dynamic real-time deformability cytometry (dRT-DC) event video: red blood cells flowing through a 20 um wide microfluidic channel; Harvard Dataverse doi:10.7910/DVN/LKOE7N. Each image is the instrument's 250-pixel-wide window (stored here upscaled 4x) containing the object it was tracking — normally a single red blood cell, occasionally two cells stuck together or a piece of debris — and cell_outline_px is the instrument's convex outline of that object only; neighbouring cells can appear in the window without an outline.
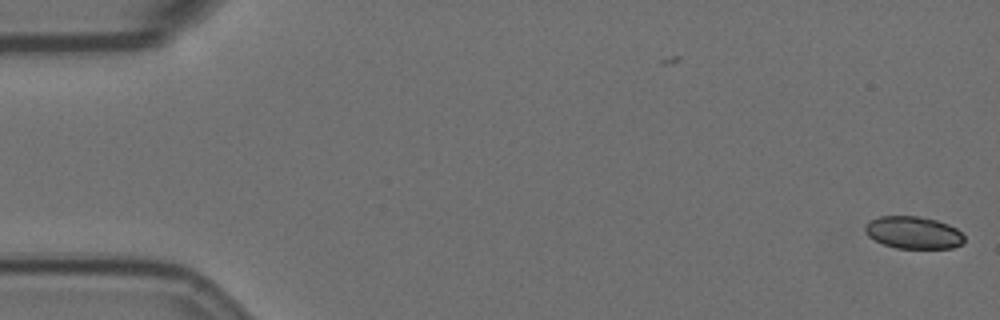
{"species": "Egyptian fruit bat (a non-hibernating species)", "species_latin": "Rousettus aegyptiacus", "temperature_condition": "room temperature", "stored_images_in_passage": 16, "camera_frame_rate_fps": 3000, "um_per_image_px": 0.085, "animal": {"sex": "female"}, "frame": {"image": 1, "passage_image": 1, "time_ms": 0.0, "image_size_px": [1000, 320], "cell_outline_px": [[964, 244], [952, 248], [896, 248], [884, 244], [868, 236], [864, 232], [864, 224], [880, 216], [916, 216], [936, 220], [948, 224], [956, 228], [964, 236]], "centroid_in_image_um": [77.64, 19.77], "position_along_channel_um": 7.4, "area_um2": 18.67}}
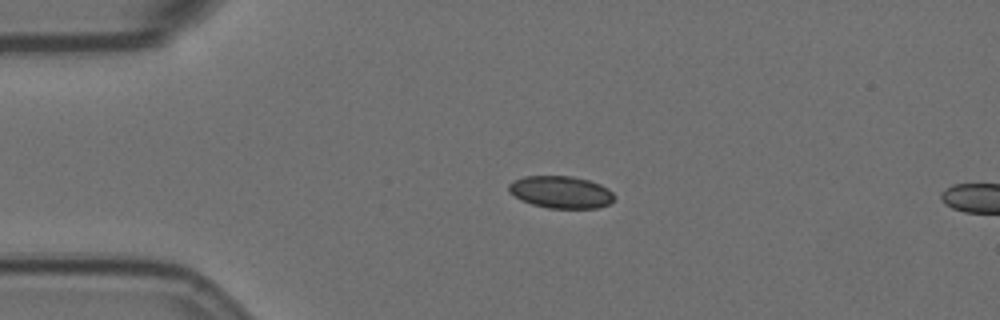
{"frame": {"image": 2, "passage_image": 13, "time_ms": 4.0, "image_size_px": [1000, 320], "cell_outline_px": [[616, 196], [608, 204], [596, 208], [548, 208], [532, 204], [520, 200], [508, 192], [508, 184], [512, 180], [524, 176], [572, 176], [588, 180], [600, 184], [608, 188]], "centroid_in_image_um": [47.64, 16.32], "position_along_channel_um": 37.4, "area_um2": 19.94}}